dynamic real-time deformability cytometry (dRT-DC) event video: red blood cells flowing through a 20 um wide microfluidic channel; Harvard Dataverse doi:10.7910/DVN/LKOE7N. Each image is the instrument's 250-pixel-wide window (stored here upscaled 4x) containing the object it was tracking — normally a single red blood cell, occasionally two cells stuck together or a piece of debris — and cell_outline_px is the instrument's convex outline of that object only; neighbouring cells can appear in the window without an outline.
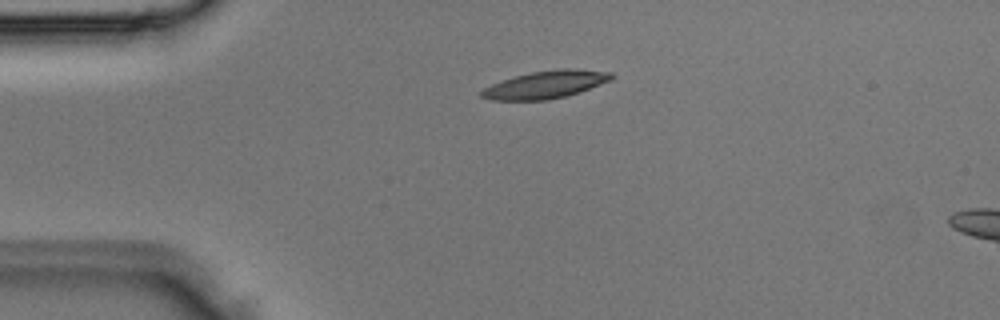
{"species": "Egyptian fruit bat (a non-hibernating species)", "species_latin": "Rousettus aegyptiacus", "temperature_condition": "room temperature", "stored_images_in_passage": 3, "camera_frame_rate_fps": 3000, "um_per_image_px": 0.085, "animal": {"sex": "male"}, "frame": {"image": 1, "passage_image": 2, "time_ms": 0.333, "image_size_px": [1000, 320], "cell_outline_px": [[616, 76], [612, 80], [580, 92], [548, 100], [492, 100], [480, 96], [480, 92], [484, 88], [492, 84], [516, 76], [532, 72], [560, 68], [576, 68], [612, 72]], "centroid_in_image_um": [46.45, 7.18], "position_along_channel_um": 38.6, "area_um2": 20.92}}